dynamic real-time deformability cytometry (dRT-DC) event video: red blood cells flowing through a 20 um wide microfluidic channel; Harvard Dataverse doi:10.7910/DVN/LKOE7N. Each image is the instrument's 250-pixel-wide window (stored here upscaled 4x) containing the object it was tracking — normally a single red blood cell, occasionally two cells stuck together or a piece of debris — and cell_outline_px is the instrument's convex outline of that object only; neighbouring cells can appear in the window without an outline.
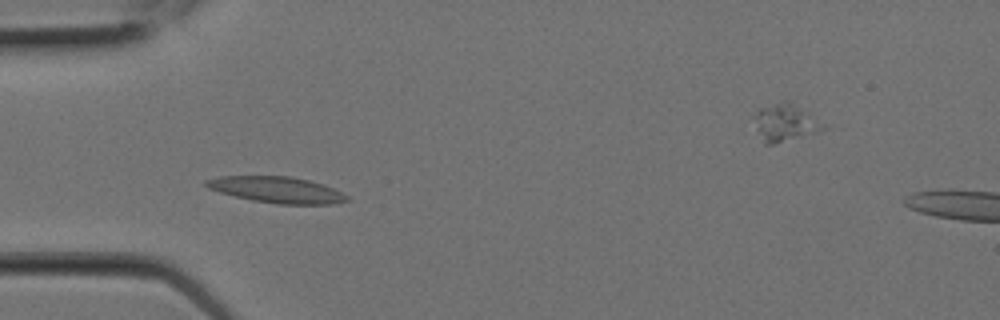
{"species": "Egyptian fruit bat (a non-hibernating species)", "species_latin": "Rousettus aegyptiacus", "temperature_condition": "room temperature", "stored_images_in_passage": 6, "camera_frame_rate_fps": 3000, "um_per_image_px": 0.085, "animal": {"sex": "female"}, "frame": {"image": 1, "passage_image": 5, "time_ms": 1.333, "image_size_px": [1000, 320], "cell_outline_px": [[352, 200], [332, 204], [276, 204], [252, 200], [220, 192], [208, 188], [204, 184], [204, 180], [220, 176], [292, 176], [324, 184], [348, 196]], "centroid_in_image_um": [23.54, 16.13], "position_along_channel_um": 61.5, "area_um2": 21.5}}